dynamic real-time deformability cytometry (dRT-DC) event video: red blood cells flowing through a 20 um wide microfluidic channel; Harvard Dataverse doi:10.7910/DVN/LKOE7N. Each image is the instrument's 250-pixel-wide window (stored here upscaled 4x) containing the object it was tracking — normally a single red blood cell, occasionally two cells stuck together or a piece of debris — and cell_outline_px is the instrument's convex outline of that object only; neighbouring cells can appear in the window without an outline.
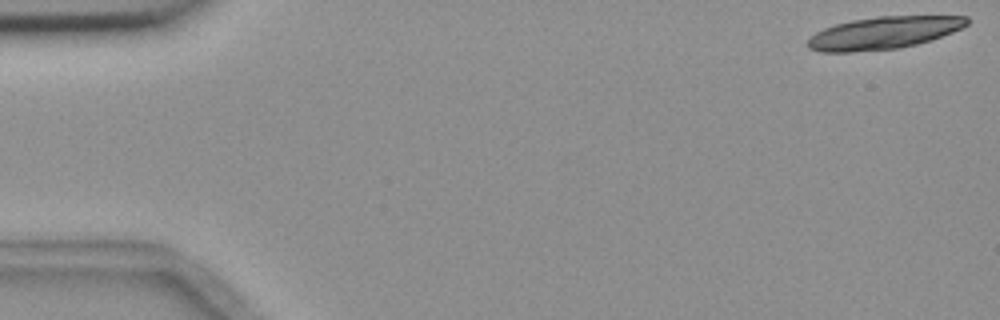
{"species": "common noctule bat (a hibernating species)", "species_latin": "Nyctalus noctula", "temperature_condition": "room temperature", "stored_images_in_passage": 5, "camera_frame_rate_fps": 3000, "um_per_image_px": 0.085, "animal": {"sex": "female", "body_mass_g": 18.4}, "frame": {"image": 1, "passage_image": 1, "time_ms": 0.0, "image_size_px": [1000, 320], "cell_outline_px": [[968, 24], [952, 32], [932, 40], [900, 48], [852, 52], [820, 52], [808, 48], [808, 40], [816, 32], [824, 28], [836, 24], [852, 20], [880, 16], [968, 16]], "centroid_in_image_um": [75.1, 2.8], "position_along_channel_um": 9.9, "area_um2": 29.88}}